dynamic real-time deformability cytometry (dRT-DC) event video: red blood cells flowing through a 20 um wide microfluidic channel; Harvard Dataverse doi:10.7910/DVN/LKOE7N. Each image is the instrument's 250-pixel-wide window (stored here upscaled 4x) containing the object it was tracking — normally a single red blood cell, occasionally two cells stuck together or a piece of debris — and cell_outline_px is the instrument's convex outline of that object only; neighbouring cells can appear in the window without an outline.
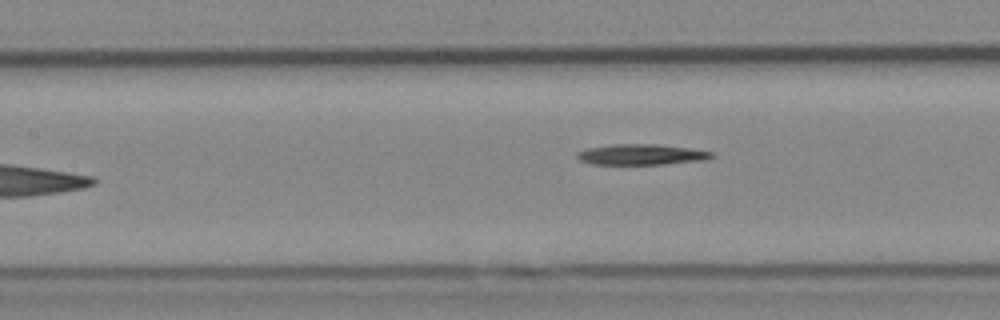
{"species": "Egyptian fruit bat (a non-hibernating species)", "species_latin": "Rousettus aegyptiacus", "temperature_condition": "cold", "stored_images_in_passage": 7, "camera_frame_rate_fps": 3000, "um_per_image_px": 0.085, "animal": {"sex": "female"}, "frame": {"image": 1, "passage_image": 7, "time_ms": 8.0, "image_size_px": [1000, 320], "cell_outline_px": [[716, 156], [708, 160], [664, 164], [592, 164], [580, 160], [576, 156], [576, 152], [588, 148], [612, 144], [656, 144], [688, 148], [716, 152]], "centroid_in_image_um": [54.58, 13.13], "position_along_channel_um": 152.8, "area_um2": 16.36}}